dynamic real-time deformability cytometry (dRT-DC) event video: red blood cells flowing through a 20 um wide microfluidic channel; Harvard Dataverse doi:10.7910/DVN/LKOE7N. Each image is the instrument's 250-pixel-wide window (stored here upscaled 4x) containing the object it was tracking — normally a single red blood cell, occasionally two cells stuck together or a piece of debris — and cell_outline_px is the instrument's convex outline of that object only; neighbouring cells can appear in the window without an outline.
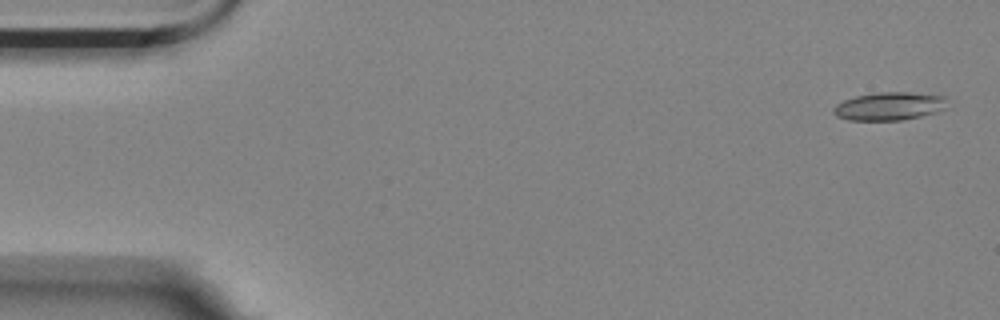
{"species": "Egyptian fruit bat (a non-hibernating species)", "species_latin": "Rousettus aegyptiacus", "temperature_condition": "room temperature", "stored_images_in_passage": 4, "camera_frame_rate_fps": 3000, "um_per_image_px": 0.085, "animal": {"sex": "female"}, "frame": {"image": 1, "passage_image": 1, "time_ms": 0.0, "image_size_px": [1000, 320], "cell_outline_px": [[944, 108], [936, 112], [920, 116], [900, 120], [848, 120], [836, 116], [832, 112], [832, 108], [836, 104], [844, 100], [856, 96], [880, 92], [908, 92], [944, 96]], "centroid_in_image_um": [75.51, 9.03], "position_along_channel_um": 9.5, "area_um2": 18.38}}
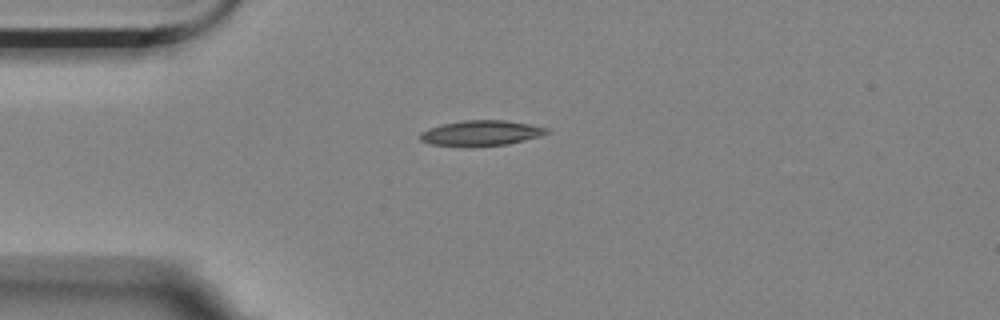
{"frame": {"image": 2, "passage_image": 4, "time_ms": 1.0, "image_size_px": [1000, 320], "cell_outline_px": [[552, 132], [540, 136], [508, 144], [468, 148], [464, 148], [428, 144], [420, 140], [420, 132], [428, 128], [440, 124], [464, 120], [504, 120], [528, 124], [548, 128]], "centroid_in_image_um": [40.83, 11.34], "position_along_channel_um": 44.2, "area_um2": 19.25}}